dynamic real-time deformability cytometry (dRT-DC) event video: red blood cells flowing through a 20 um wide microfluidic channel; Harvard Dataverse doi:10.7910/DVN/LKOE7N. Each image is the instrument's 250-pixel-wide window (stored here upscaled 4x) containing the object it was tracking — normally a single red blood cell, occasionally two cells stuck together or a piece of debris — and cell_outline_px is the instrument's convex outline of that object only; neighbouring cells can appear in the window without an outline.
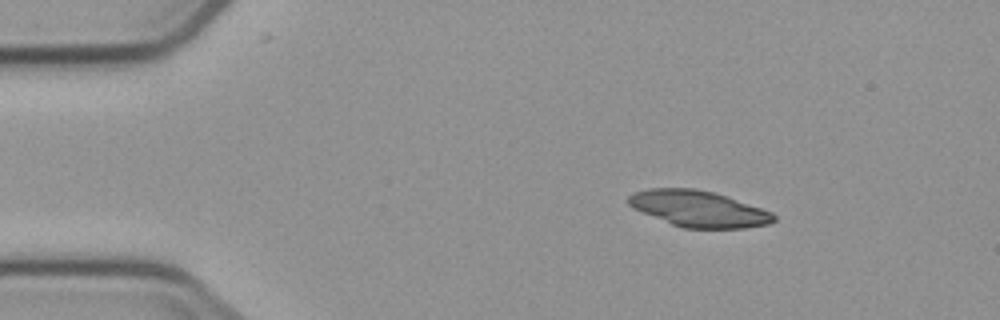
{"species": "common noctule bat (a hibernating species)", "species_latin": "Nyctalus noctula", "temperature_condition": "cold", "stored_images_in_passage": 4, "camera_frame_rate_fps": 3000, "um_per_image_px": 0.085, "animal": {"sex": "male", "body_mass_g": 23.1, "forearm_length_mm": 52.7}, "frame": {"image": 1, "passage_image": 2, "time_ms": 1.333, "image_size_px": [1000, 320], "cell_outline_px": [[776, 220], [768, 224], [744, 228], [684, 228], [672, 224], [632, 208], [628, 204], [628, 196], [636, 192], [648, 188], [696, 188], [716, 192], [772, 212], [776, 216]], "centroid_in_image_um": [59.39, 17.74], "position_along_channel_um": 25.6, "area_um2": 30.58}}